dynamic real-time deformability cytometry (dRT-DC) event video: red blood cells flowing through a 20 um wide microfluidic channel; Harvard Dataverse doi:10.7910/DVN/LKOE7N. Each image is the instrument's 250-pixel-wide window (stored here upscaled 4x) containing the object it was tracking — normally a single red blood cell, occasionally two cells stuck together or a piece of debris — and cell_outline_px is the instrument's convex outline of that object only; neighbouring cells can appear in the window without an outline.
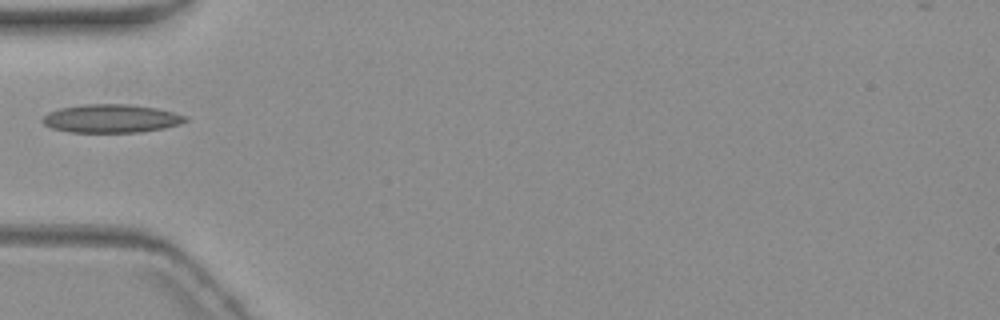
{"species": "common noctule bat (a hibernating species)", "species_latin": "Nyctalus noctula", "temperature_condition": "warm", "stored_images_in_passage": 1, "camera_frame_rate_fps": 3000, "um_per_image_px": 0.085, "animal": {"sex": "female", "body_mass_g": 19.3, "forearm_length_mm": 54.1}, "frame": {"image": 1, "passage_image": 1, "time_ms": 0.0, "image_size_px": [1000, 320], "cell_outline_px": [[188, 120], [180, 124], [164, 128], [140, 132], [68, 132], [52, 128], [44, 124], [40, 120], [48, 112], [60, 108], [84, 104], [128, 104], [156, 108], [188, 116]], "centroid_in_image_um": [9.45, 10.07], "position_along_channel_um": 75.6, "area_um2": 23.64}}